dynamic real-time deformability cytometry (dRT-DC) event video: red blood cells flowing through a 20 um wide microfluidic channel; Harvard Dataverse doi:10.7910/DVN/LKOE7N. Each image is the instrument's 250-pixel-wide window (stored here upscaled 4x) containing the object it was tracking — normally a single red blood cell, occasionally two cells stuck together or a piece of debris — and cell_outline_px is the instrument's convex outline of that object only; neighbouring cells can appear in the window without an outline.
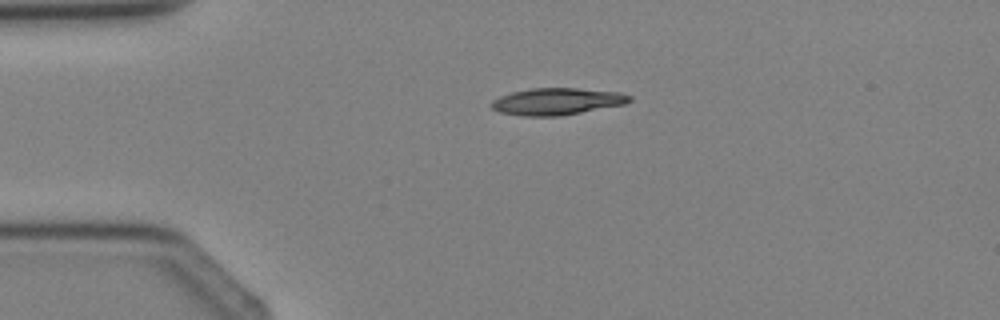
{"species": "Egyptian fruit bat (a non-hibernating species)", "species_latin": "Rousettus aegyptiacus", "temperature_condition": "cold", "stored_images_in_passage": 2, "camera_frame_rate_fps": 3000, "um_per_image_px": 0.085, "animal": {"sex": "female"}, "frame": {"image": 1, "passage_image": 1, "time_ms": 0.0, "image_size_px": [1000, 320], "cell_outline_px": [[632, 100], [624, 104], [560, 116], [524, 116], [500, 112], [492, 108], [488, 104], [492, 100], [500, 96], [512, 92], [532, 88], [576, 88], [620, 92], [632, 96]], "centroid_in_image_um": [47.32, 8.62], "position_along_channel_um": 37.7, "area_um2": 21.62}}